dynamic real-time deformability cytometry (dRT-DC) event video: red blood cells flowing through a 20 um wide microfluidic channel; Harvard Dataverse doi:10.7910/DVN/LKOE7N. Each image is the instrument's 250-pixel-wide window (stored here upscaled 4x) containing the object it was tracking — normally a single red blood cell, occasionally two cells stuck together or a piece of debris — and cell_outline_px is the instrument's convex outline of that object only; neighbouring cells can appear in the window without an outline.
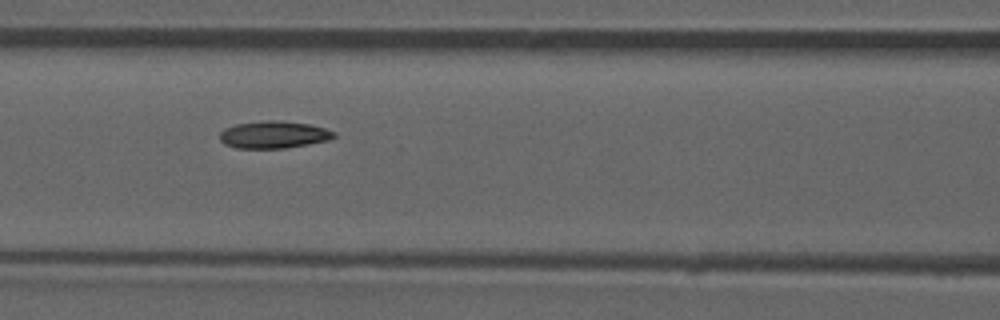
{"species": "common noctule bat (a hibernating species)", "species_latin": "Nyctalus noctula", "temperature_condition": "room temperature", "stored_images_in_passage": 53, "camera_frame_rate_fps": 3000, "um_per_image_px": 0.085, "animal": {"sex": "male", "forearm_length_mm": 52.5}, "frame": {"image": 1, "passage_image": 23, "time_ms": 7.333, "image_size_px": [1000, 320], "cell_outline_px": [[336, 136], [332, 140], [284, 148], [236, 148], [224, 144], [220, 140], [220, 132], [224, 128], [236, 124], [268, 120], [280, 120], [308, 124], [324, 128], [336, 132]], "centroid_in_image_um": [23.28, 11.45], "position_along_channel_um": 143.3, "area_um2": 18.21}, "authors_computed_cell_mechanics": {"area_um2": 18.0914, "velocity_mm_per_s": 3.8972, "shape_relaxation_time_tau1_ms": null, "shape_relaxation_time_tau2_ms": 3.6371, "deformation_change_tau1": null, "deformation_change_tau2": 0.0818}}